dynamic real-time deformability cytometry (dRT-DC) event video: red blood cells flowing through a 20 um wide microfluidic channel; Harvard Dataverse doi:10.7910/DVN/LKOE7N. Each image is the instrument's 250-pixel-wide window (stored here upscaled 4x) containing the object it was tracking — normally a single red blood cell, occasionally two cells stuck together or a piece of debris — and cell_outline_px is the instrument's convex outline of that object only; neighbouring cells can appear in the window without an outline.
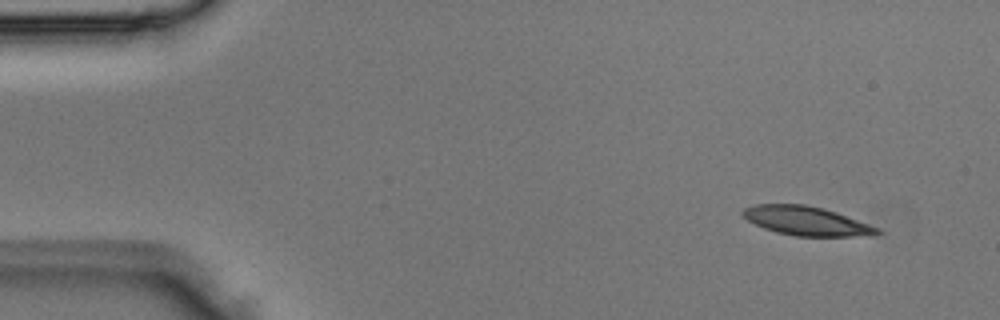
{"species": "Egyptian fruit bat (a non-hibernating species)", "species_latin": "Rousettus aegyptiacus", "temperature_condition": "room temperature", "stored_images_in_passage": 3, "camera_frame_rate_fps": 3000, "um_per_image_px": 0.085, "animal": {"sex": "male"}, "frame": {"image": 1, "passage_image": 1, "time_ms": 0.0, "image_size_px": [1000, 320], "cell_outline_px": [[884, 232], [876, 236], [796, 236], [776, 232], [764, 228], [748, 220], [740, 212], [744, 208], [752, 204], [804, 204], [824, 208], [836, 212], [880, 228]], "centroid_in_image_um": [68.59, 18.78], "position_along_channel_um": 16.4, "area_um2": 22.89}}
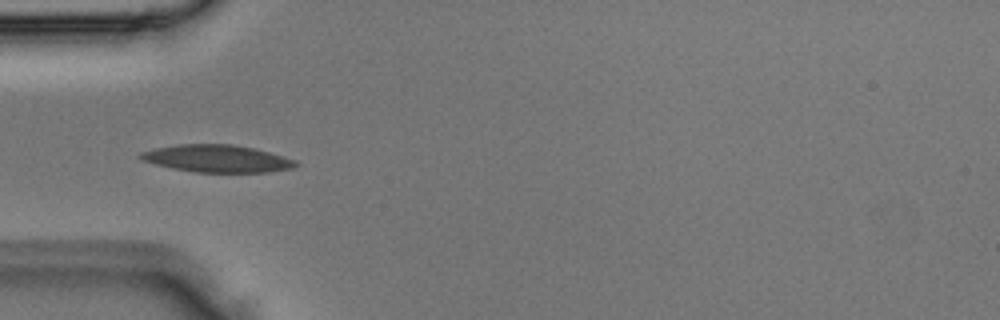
{"frame": {"image": 2, "passage_image": 3, "time_ms": 0.667, "image_size_px": [1000, 320], "cell_outline_px": [[300, 164], [292, 168], [268, 172], [196, 172], [172, 168], [140, 160], [136, 156], [140, 152], [156, 148], [180, 144], [232, 144], [252, 148], [284, 156], [296, 160]], "centroid_in_image_um": [18.43, 13.48], "position_along_channel_um": 66.6, "area_um2": 24.68}}